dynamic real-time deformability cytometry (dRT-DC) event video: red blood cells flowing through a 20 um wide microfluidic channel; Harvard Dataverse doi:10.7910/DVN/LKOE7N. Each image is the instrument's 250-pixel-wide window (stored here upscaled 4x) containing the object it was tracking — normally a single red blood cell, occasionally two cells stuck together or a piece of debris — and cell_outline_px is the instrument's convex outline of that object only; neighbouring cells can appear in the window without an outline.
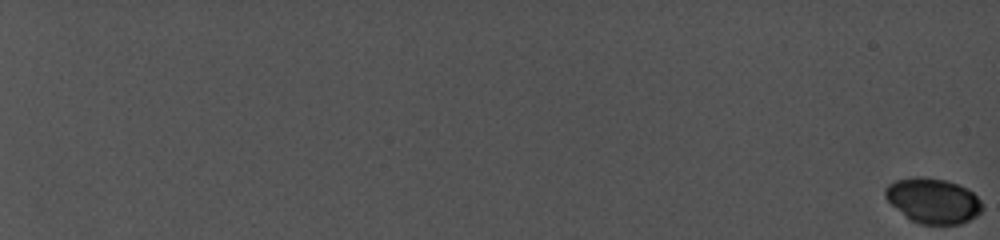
{"species": "common noctule bat (a hibernating species)", "species_latin": "Nyctalus noctula", "temperature_condition": "cold", "stored_images_in_passage": 24, "camera_frame_rate_fps": 5000, "um_per_image_px": 0.085, "animal": {"sex": "female", "body_mass_g": 19.0, "forearm_length_mm": 56.7}, "frame": {"image": 1, "passage_image": 1, "time_ms": 0.0, "image_size_px": [1000, 240], "cell_outline_px": [[980, 212], [968, 220], [960, 224], [920, 224], [912, 220], [892, 204], [884, 196], [884, 192], [892, 184], [900, 180], [940, 180], [956, 184], [972, 192], [980, 200]], "centroid_in_image_um": [79.34, 17.13], "position_along_channel_um": 5.7, "area_um2": 23.81}}